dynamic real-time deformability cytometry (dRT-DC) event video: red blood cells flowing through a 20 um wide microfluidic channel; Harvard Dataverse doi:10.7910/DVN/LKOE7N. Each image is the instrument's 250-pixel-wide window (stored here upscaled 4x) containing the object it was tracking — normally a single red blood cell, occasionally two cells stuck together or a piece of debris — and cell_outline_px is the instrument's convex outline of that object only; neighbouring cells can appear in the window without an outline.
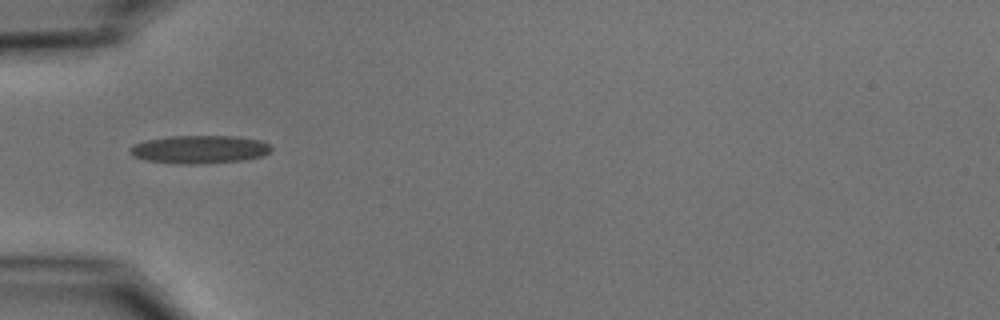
{"species": "common noctule bat (a hibernating species)", "species_latin": "Nyctalus noctula", "temperature_condition": "cold", "stored_images_in_passage": 3, "camera_frame_rate_fps": 3000, "um_per_image_px": 0.085, "animal": {"sex": "male", "body_mass_g": 15.6}, "frame": {"image": 1, "passage_image": 1, "time_ms": 0.0, "image_size_px": [1000, 320], "cell_outline_px": [[272, 148], [264, 156], [244, 160], [196, 164], [180, 164], [144, 160], [132, 156], [128, 152], [128, 148], [144, 140], [172, 136], [236, 136], [260, 140], [272, 144]], "centroid_in_image_um": [16.96, 12.7], "position_along_channel_um": 68.0, "area_um2": 23.35}}